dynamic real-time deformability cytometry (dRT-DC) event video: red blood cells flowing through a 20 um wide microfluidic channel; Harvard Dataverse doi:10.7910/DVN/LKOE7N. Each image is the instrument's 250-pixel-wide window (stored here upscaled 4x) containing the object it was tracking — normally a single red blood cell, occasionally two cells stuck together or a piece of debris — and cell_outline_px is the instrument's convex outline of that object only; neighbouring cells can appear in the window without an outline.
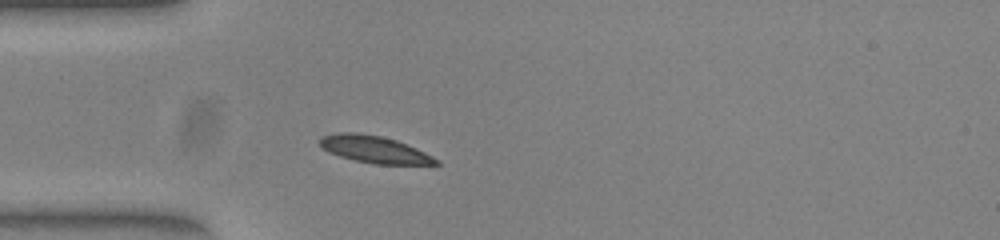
{"species": "common noctule bat (a hibernating species)", "species_latin": "Nyctalus noctula", "temperature_condition": "warm", "stored_images_in_passage": 38, "camera_frame_rate_fps": 3000, "um_per_image_px": 0.085, "animal": {"sex": "female", "body_mass_g": 23.0, "forearm_length_mm": 53.4}, "frame": {"image": 1, "passage_image": 1, "time_ms": 0.0, "image_size_px": [1000, 240], "cell_outline_px": [[440, 164], [376, 164], [356, 160], [340, 156], [328, 152], [320, 144], [320, 136], [340, 132], [356, 132], [380, 136], [396, 140], [416, 148], [440, 160]], "centroid_in_image_um": [31.82, 12.69], "position_along_channel_um": 53.2, "area_um2": 18.09}}
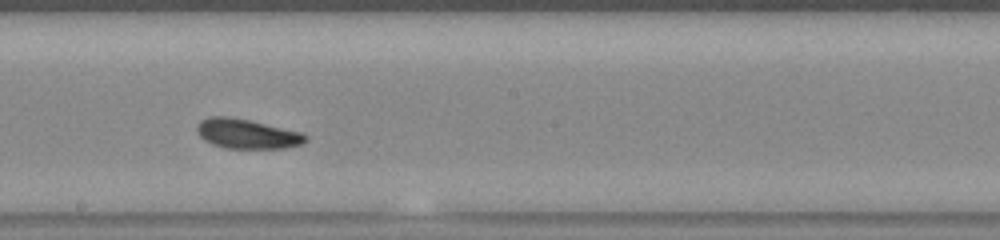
{"frame": {"image": 2, "passage_image": 15, "time_ms": 4.667, "image_size_px": [1000, 240], "cell_outline_px": [[308, 140], [300, 144], [284, 148], [224, 148], [212, 144], [204, 140], [196, 132], [196, 128], [200, 120], [212, 116], [224, 116], [248, 120], [300, 132], [308, 136]], "centroid_in_image_um": [20.96, 11.38], "position_along_channel_um": 227.2, "area_um2": 18.55}}
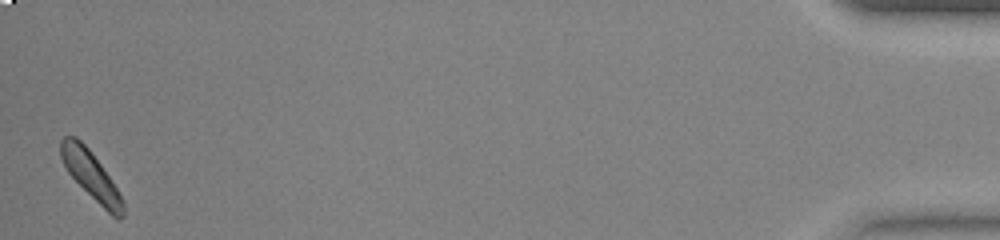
{"frame": {"image": 3, "passage_image": 38, "time_ms": 12.333, "image_size_px": [1000, 240], "cell_outline_px": [[124, 216], [120, 220], [116, 220], [68, 172], [60, 156], [60, 140], [64, 136], [76, 136], [88, 148], [100, 164], [124, 200]], "centroid_in_image_um": [7.75, 14.91], "position_along_channel_um": 427.5, "area_um2": 16.94}, "authors_computed_cell_mechanics": {"area_um2": 18.0914, "velocity_mm_per_s": 3.8798, "shape_relaxation_time_tau1_ms": 3.1188, "shape_relaxation_time_tau2_ms": 10.0111, "deformation_change_tau1": 0.115, "deformation_change_tau2": 0.177}}